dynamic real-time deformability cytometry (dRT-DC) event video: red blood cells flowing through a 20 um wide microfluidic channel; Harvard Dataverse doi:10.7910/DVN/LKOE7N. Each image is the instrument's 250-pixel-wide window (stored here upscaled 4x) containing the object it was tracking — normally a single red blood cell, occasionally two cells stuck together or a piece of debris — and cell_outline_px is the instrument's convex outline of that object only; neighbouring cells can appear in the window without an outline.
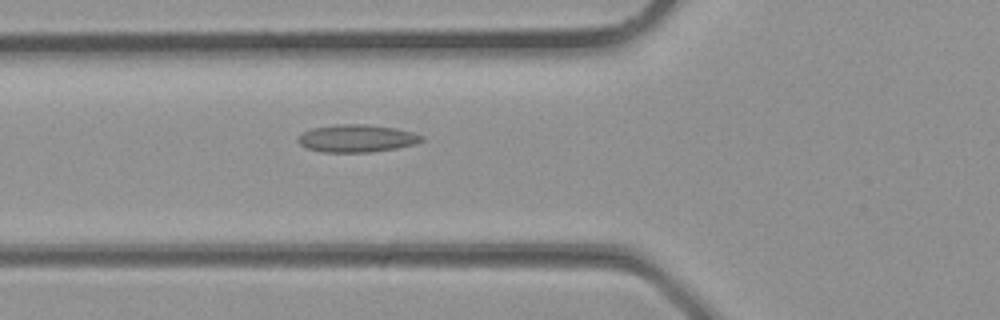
{"species": "common noctule bat (a hibernating species)", "species_latin": "Nyctalus noctula", "temperature_condition": "room temperature", "stored_images_in_passage": 27, "camera_frame_rate_fps": 3000, "um_per_image_px": 0.085, "animal": {"sex": "male", "body_mass_g": 23.1, "forearm_length_mm": 52.7}, "frame": {"image": 1, "passage_image": 6, "time_ms": 1.667, "image_size_px": [1000, 320], "cell_outline_px": [[424, 140], [416, 144], [396, 148], [372, 152], [320, 152], [308, 148], [300, 144], [296, 140], [304, 132], [312, 128], [336, 124], [364, 124], [396, 128], [412, 132], [424, 136]], "centroid_in_image_um": [30.35, 11.76], "position_along_channel_um": 95.5, "area_um2": 19.88}}
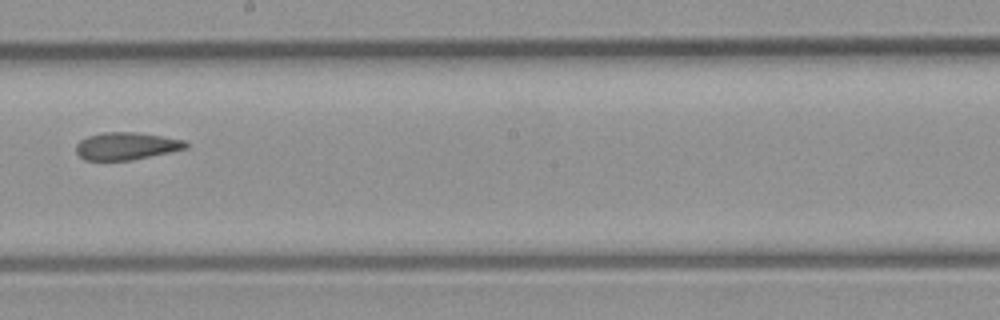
{"frame": {"image": 2, "passage_image": 13, "time_ms": 4.0, "image_size_px": [1000, 320], "cell_outline_px": [[188, 148], [132, 160], [84, 160], [76, 152], [76, 144], [80, 140], [88, 136], [104, 132], [136, 132], [184, 140], [188, 144]], "centroid_in_image_um": [10.72, 12.41], "position_along_channel_um": 237.5, "area_um2": 17.46}}
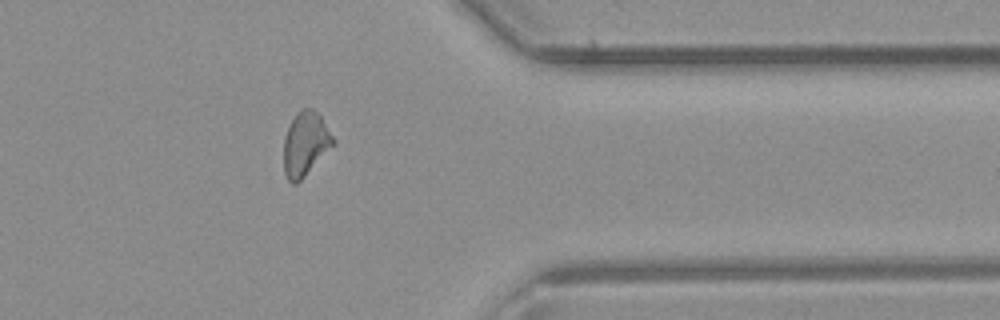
{"frame": {"image": 3, "passage_image": 21, "time_ms": 6.667, "image_size_px": [1000, 320], "cell_outline_px": [[336, 144], [296, 184], [292, 184], [288, 180], [284, 172], [284, 136], [292, 120], [304, 108], [312, 108], [320, 116], [336, 140]], "centroid_in_image_um": [25.98, 12.26], "position_along_channel_um": 385.4, "area_um2": 18.26}}